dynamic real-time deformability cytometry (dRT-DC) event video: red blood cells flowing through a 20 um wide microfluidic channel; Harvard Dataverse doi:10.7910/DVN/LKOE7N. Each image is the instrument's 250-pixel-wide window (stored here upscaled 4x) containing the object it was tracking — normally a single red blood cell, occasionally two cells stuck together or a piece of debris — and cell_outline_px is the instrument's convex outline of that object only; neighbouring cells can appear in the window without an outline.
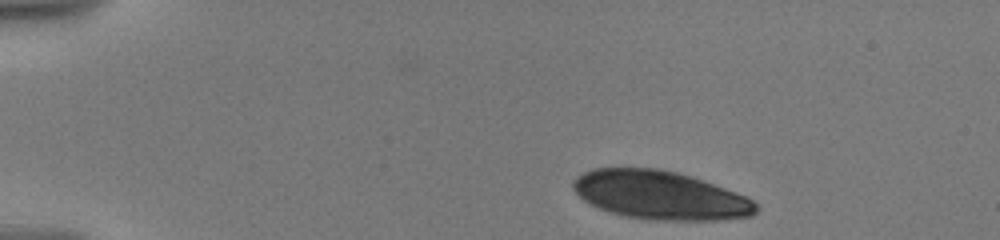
{"species": "human", "species_latin": "Homo sapiens", "temperature_condition": "warm", "stored_images_in_passage": 29, "segment_of_instrument_passage": [1, 2], "camera_frame_rate_fps": 3000, "um_per_image_px": 0.085, "donor": {"sex": "male"}, "frame": {"image": 1, "passage_image": 1, "time_ms": 0.0, "image_size_px": [1000, 240], "cell_outline_px": [[760, 208], [752, 216], [720, 220], [648, 220], [624, 216], [600, 208], [584, 200], [572, 188], [572, 180], [576, 176], [592, 168], [660, 168], [692, 176], [704, 180], [748, 196]], "centroid_in_image_um": [56.14, 16.59], "position_along_channel_um": 28.9, "area_um2": 52.02}}